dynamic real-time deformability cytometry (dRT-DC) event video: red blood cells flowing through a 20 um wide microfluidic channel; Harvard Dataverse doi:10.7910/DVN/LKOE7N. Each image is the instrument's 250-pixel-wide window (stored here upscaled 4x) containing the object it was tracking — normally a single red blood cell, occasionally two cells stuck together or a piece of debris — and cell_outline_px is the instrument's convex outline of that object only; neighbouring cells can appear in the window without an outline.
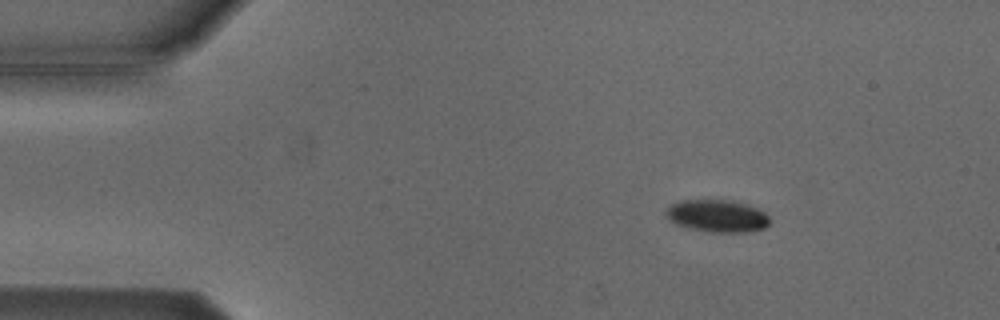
{"species": "Egyptian fruit bat (a non-hibernating species)", "species_latin": "Rousettus aegyptiacus", "temperature_condition": "cold", "stored_images_in_passage": 6, "camera_frame_rate_fps": 3000, "um_per_image_px": 0.085, "animal": {"sex": "male"}, "frame": {"image": 1, "passage_image": 2, "time_ms": 1.333, "image_size_px": [1000, 320], "cell_outline_px": [[768, 224], [764, 228], [748, 232], [712, 232], [688, 228], [676, 224], [668, 220], [664, 216], [664, 212], [672, 204], [680, 200], [732, 200], [748, 204], [764, 212], [768, 216]], "centroid_in_image_um": [60.92, 18.35], "position_along_channel_um": 24.1, "area_um2": 19.65}}
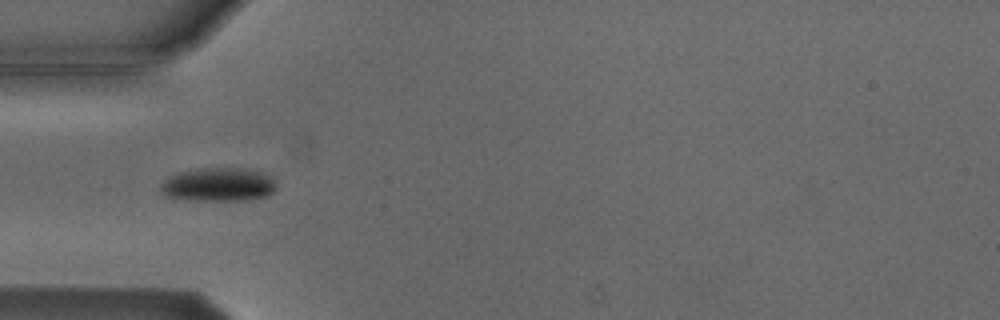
{"frame": {"image": 2, "passage_image": 4, "time_ms": 4.333, "image_size_px": [1000, 320], "cell_outline_px": [[276, 188], [268, 196], [248, 200], [188, 200], [164, 196], [160, 192], [160, 184], [168, 176], [180, 172], [196, 168], [244, 168], [260, 172], [268, 176], [276, 184]], "centroid_in_image_um": [18.51, 15.69], "position_along_channel_um": 66.5, "area_um2": 22.83}}
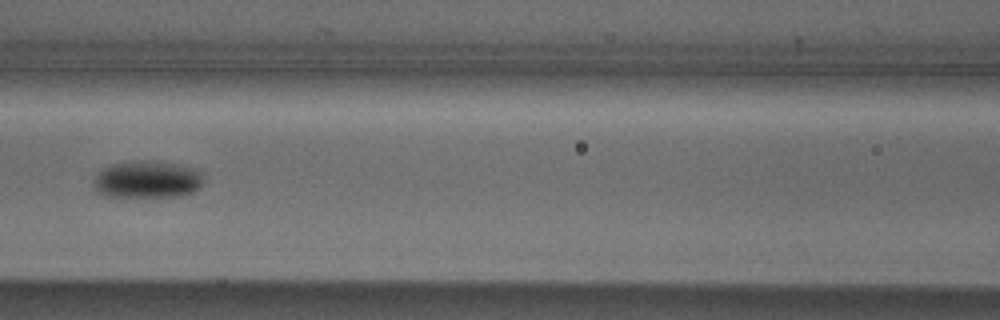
{"frame": {"image": 3, "passage_image": 6, "time_ms": 6.667, "image_size_px": [1000, 320], "cell_outline_px": [[204, 176], [200, 188], [184, 196], [104, 196], [96, 188], [96, 176], [104, 168], [112, 164], [140, 160], [152, 160], [176, 164], [196, 168]], "centroid_in_image_um": [12.6, 15.25], "position_along_channel_um": 154.0, "area_um2": 23.64}}